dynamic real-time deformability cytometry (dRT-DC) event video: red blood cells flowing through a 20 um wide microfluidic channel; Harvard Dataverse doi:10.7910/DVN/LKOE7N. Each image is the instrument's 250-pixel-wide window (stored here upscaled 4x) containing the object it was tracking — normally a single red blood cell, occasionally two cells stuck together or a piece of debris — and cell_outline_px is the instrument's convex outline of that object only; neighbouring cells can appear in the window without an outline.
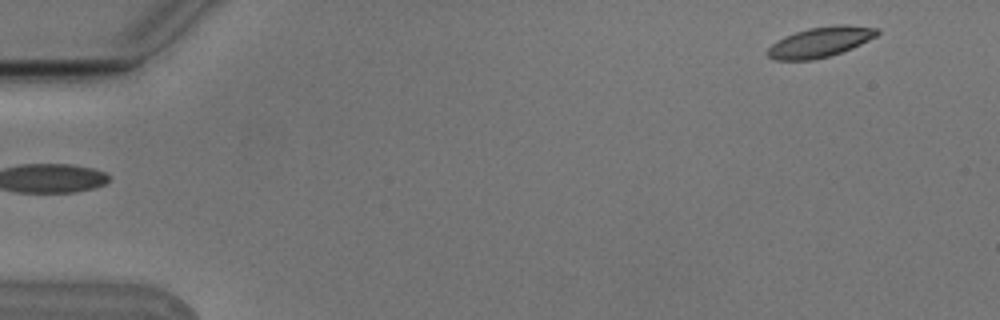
{"species": "Egyptian fruit bat (a non-hibernating species)", "species_latin": "Rousettus aegyptiacus", "temperature_condition": "cold", "stored_images_in_passage": 7, "camera_frame_rate_fps": 3000, "um_per_image_px": 0.085, "animal": {"sex": "male"}, "frame": {"image": 1, "passage_image": 1, "time_ms": 0.0, "image_size_px": [1000, 320], "cell_outline_px": [[880, 32], [876, 36], [852, 48], [828, 56], [812, 60], [772, 60], [768, 56], [768, 48], [772, 44], [784, 36], [808, 28], [836, 24], [848, 24], [880, 28]], "centroid_in_image_um": [69.74, 3.56], "position_along_channel_um": 15.3, "area_um2": 19.31}}
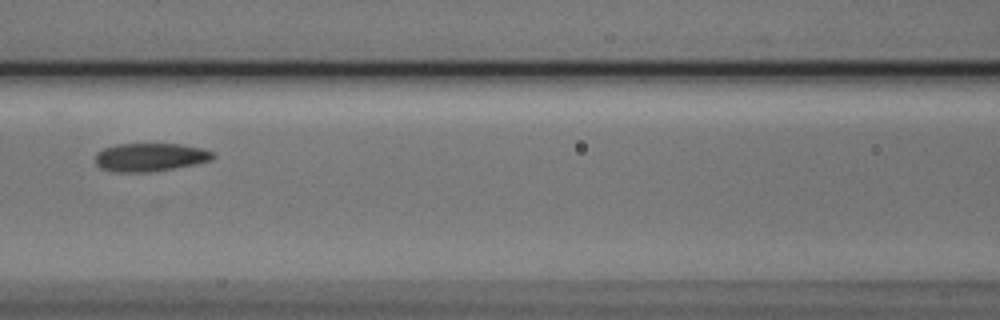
{"frame": {"image": 2, "passage_image": 7, "time_ms": 2.0, "image_size_px": [1000, 320], "cell_outline_px": [[216, 156], [212, 160], [172, 168], [148, 172], [112, 172], [100, 168], [96, 164], [96, 152], [104, 148], [116, 144], [180, 144], [204, 148], [212, 152]], "centroid_in_image_um": [12.74, 13.36], "position_along_channel_um": 153.9, "area_um2": 19.36}}